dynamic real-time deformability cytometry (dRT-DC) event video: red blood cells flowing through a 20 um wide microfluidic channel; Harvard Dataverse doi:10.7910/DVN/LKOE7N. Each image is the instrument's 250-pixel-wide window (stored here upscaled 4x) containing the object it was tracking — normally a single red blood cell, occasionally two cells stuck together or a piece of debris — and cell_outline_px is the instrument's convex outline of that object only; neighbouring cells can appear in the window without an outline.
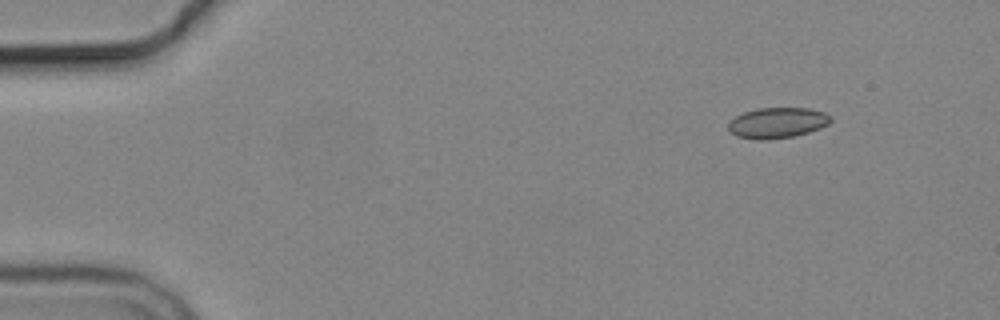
{"species": "common noctule bat (a hibernating species)", "species_latin": "Nyctalus noctula", "temperature_condition": "cold", "stored_images_in_passage": 3, "camera_frame_rate_fps": 3000, "um_per_image_px": 0.085, "animal": {"sex": "male", "body_mass_g": 19.2, "forearm_length_mm": 51.8}, "frame": {"image": 1, "passage_image": 3, "time_ms": 2.667, "image_size_px": [1000, 320], "cell_outline_px": [[832, 120], [828, 124], [820, 128], [808, 132], [792, 136], [768, 140], [756, 140], [736, 136], [728, 128], [728, 124], [736, 116], [744, 112], [756, 108], [808, 108], [824, 112], [832, 116]], "centroid_in_image_um": [66.08, 10.44], "position_along_channel_um": 18.9, "area_um2": 18.26}}